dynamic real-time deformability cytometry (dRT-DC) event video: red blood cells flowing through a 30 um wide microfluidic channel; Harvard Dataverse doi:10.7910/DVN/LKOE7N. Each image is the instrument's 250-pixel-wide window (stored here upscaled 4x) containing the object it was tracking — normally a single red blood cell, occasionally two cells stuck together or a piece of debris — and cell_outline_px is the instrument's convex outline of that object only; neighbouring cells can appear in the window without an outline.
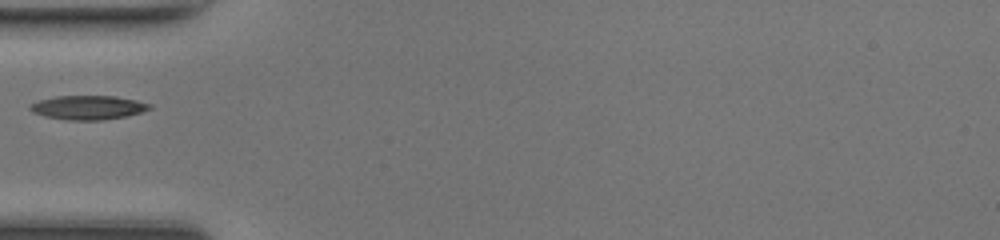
{"species": "common noctule bat (a hibernating species)", "species_latin": "Nyctalus noctula", "temperature_condition": "room temperature", "stored_images_in_passage": 33, "camera_frame_rate_fps": 3000, "um_per_image_px": 0.085, "animal": {"sex": "female", "body_mass_g": 17.0, "forearm_length_mm": 48.0}, "frame": {"image": 1, "passage_image": 1, "time_ms": 0.0, "image_size_px": [1000, 240], "cell_outline_px": [[152, 108], [140, 112], [124, 116], [104, 120], [68, 120], [44, 116], [32, 112], [28, 108], [28, 104], [40, 100], [56, 96], [116, 96], [136, 100], [152, 104]], "centroid_in_image_um": [7.46, 9.13], "position_along_channel_um": 77.5, "area_um2": 16.76}}
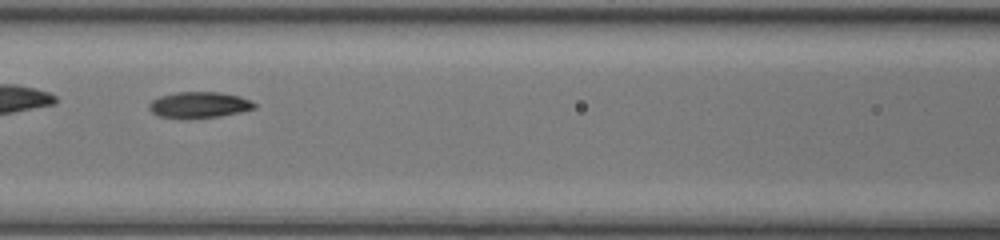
{"frame": {"image": 2, "passage_image": 6, "time_ms": 1.667, "image_size_px": [1000, 240], "cell_outline_px": [[256, 108], [240, 112], [220, 116], [160, 116], [152, 112], [148, 108], [148, 104], [152, 100], [160, 96], [176, 92], [220, 92], [240, 96], [256, 104]], "centroid_in_image_um": [16.95, 8.87], "position_along_channel_um": 149.7, "area_um2": 15.37}}
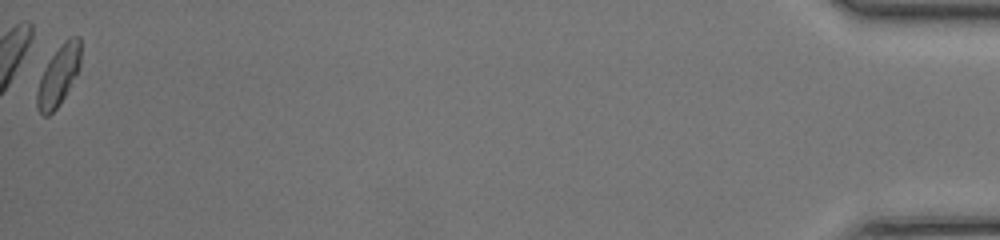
{"frame": {"image": 3, "passage_image": 33, "time_ms": 10.667, "image_size_px": [1000, 240], "cell_outline_px": [[80, 64], [60, 104], [48, 116], [44, 116], [36, 108], [36, 92], [40, 76], [44, 68], [52, 56], [64, 40], [72, 36], [80, 36]], "centroid_in_image_um": [4.94, 6.43], "position_along_channel_um": 430.3, "area_um2": 14.97}}